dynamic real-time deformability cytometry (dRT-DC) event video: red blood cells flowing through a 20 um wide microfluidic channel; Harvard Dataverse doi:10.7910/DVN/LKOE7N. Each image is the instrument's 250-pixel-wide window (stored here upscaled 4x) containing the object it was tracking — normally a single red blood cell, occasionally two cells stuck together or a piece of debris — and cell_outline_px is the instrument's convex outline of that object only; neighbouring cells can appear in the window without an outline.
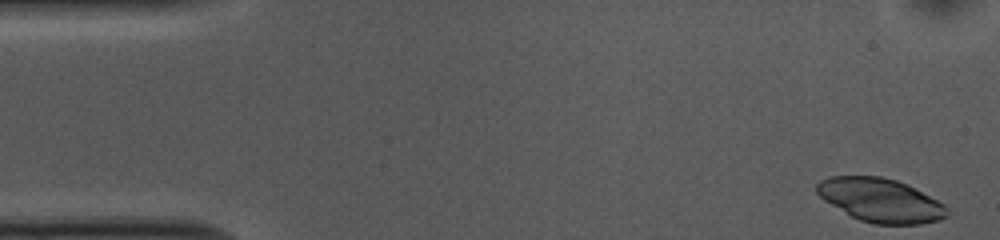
{"species": "common noctule bat (a hibernating species)", "species_latin": "Nyctalus noctula", "temperature_condition": "cold", "stored_images_in_passage": 51, "camera_frame_rate_fps": 3000, "um_per_image_px": 0.085, "animal": {"sex": "female", "body_mass_g": 10.0, "forearm_length_mm": 53.1}, "frame": {"image": 1, "passage_image": 1, "time_ms": 0.0, "image_size_px": [1000, 240], "cell_outline_px": [[948, 216], [940, 220], [920, 224], [872, 224], [860, 220], [852, 216], [824, 200], [816, 192], [816, 184], [820, 180], [832, 176], [880, 176], [896, 180], [908, 184], [944, 204], [948, 208]], "centroid_in_image_um": [74.86, 17.02], "position_along_channel_um": 10.1, "area_um2": 33.12}}